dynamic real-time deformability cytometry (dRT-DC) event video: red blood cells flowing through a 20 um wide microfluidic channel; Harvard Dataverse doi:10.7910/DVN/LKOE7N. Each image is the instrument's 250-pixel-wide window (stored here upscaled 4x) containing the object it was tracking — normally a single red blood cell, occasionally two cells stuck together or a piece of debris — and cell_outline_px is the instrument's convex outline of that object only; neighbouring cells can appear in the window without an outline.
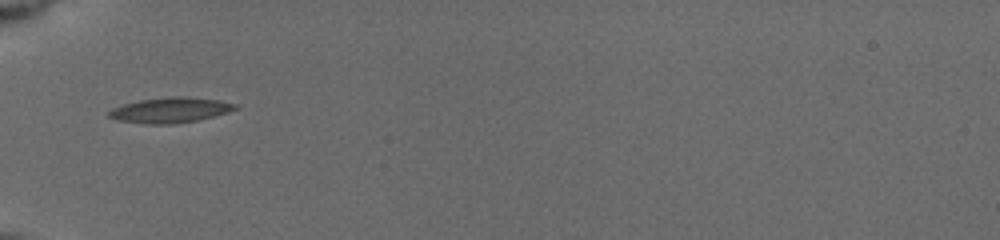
{"species": "common noctule bat (a hibernating species)", "species_latin": "Nyctalus noctula", "temperature_condition": "cold", "stored_images_in_passage": 61, "camera_frame_rate_fps": 3000, "um_per_image_px": 0.085, "animal": {"sex": "female", "body_mass_g": 19.5, "forearm_length_mm": 54.1}, "frame": {"image": 1, "passage_image": 1, "time_ms": 0.0, "image_size_px": [1000, 240], "cell_outline_px": [[240, 108], [228, 112], [196, 120], [176, 124], [148, 124], [116, 120], [108, 116], [108, 112], [112, 108], [124, 104], [140, 100], [172, 96], [184, 96], [220, 100], [240, 104]], "centroid_in_image_um": [14.51, 9.35], "position_along_channel_um": 70.5, "area_um2": 18.73}}
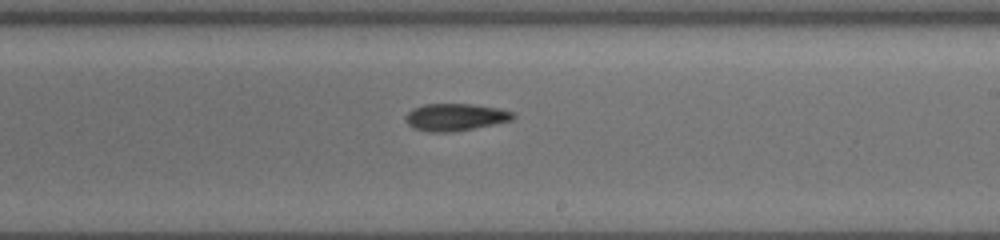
{"frame": {"image": 2, "passage_image": 27, "time_ms": 4.667, "image_size_px": [1000, 240], "cell_outline_px": [[516, 116], [512, 120], [452, 132], [428, 132], [416, 128], [408, 124], [404, 120], [404, 116], [412, 108], [424, 104], [472, 104], [500, 108], [516, 112]], "centroid_in_image_um": [38.7, 9.94], "position_along_channel_um": 250.3, "area_um2": 17.11}}
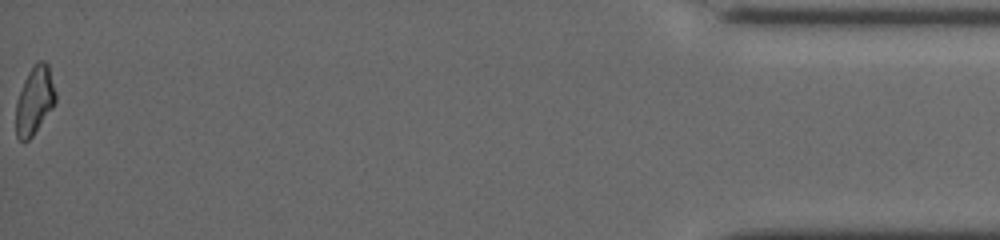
{"frame": {"image": 3, "passage_image": 60, "time_ms": 11.333, "image_size_px": [1000, 240], "cell_outline_px": [[56, 100], [52, 108], [32, 136], [24, 144], [16, 136], [16, 100], [24, 80], [28, 72], [36, 60], [44, 60], [48, 64], [56, 92]], "centroid_in_image_um": [2.93, 8.52], "position_along_channel_um": 432.3, "area_um2": 15.84}, "authors_computed_cell_mechanics": {"area_um2": 16.5886, "velocity_mm_per_s": 3.9276, "shape_relaxation_time_tau1_ms": 3.7198, "shape_relaxation_time_tau2_ms": null, "deformation_change_tau1": 0.1252, "deformation_change_tau2": null}}